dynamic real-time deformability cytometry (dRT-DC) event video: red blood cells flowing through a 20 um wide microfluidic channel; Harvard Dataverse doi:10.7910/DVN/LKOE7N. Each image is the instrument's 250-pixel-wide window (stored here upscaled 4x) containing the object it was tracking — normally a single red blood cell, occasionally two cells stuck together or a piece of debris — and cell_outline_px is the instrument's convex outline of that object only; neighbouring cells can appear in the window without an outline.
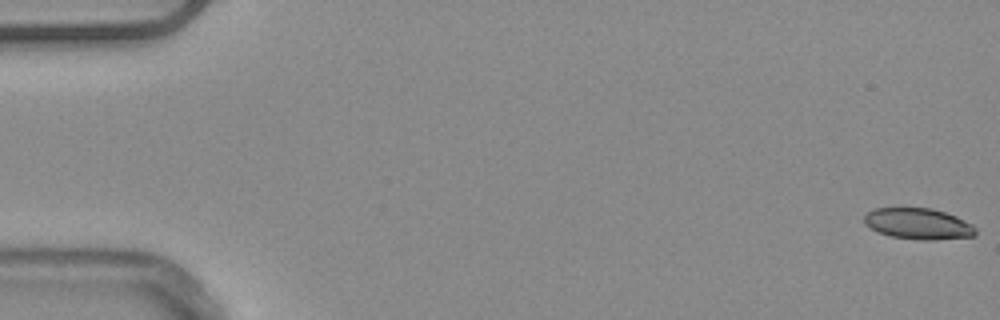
{"species": "common noctule bat (a hibernating species)", "species_latin": "Nyctalus noctula", "temperature_condition": "warm", "stored_images_in_passage": 52, "camera_frame_rate_fps": 3000, "um_per_image_px": 0.085, "animal": {"sex": "male", "body_mass_g": 20.4}, "frame": {"image": 1, "passage_image": 1, "time_ms": 0.0, "image_size_px": [1000, 320], "cell_outline_px": [[976, 236], [936, 240], [920, 240], [892, 236], [880, 232], [864, 224], [864, 216], [868, 212], [876, 208], [932, 208], [956, 216], [972, 224], [976, 228]], "centroid_in_image_um": [78.09, 19.02], "position_along_channel_um": 6.9, "area_um2": 20.11}}
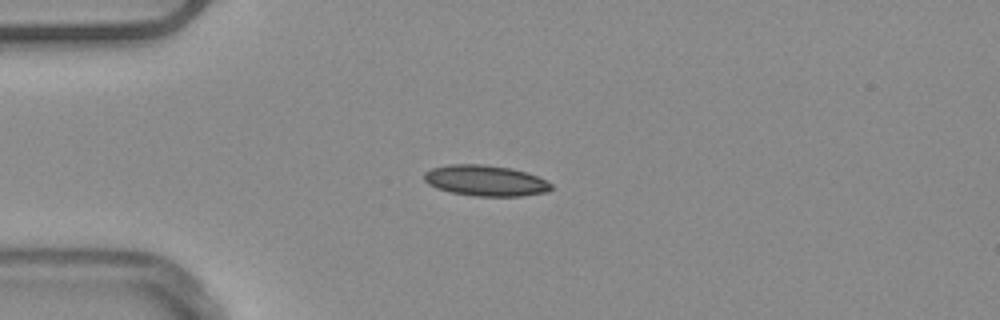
{"frame": {"image": 2, "passage_image": 14, "time_ms": 4.333, "image_size_px": [1000, 320], "cell_outline_px": [[552, 188], [548, 192], [520, 196], [472, 196], [452, 192], [436, 188], [428, 184], [424, 180], [424, 172], [432, 168], [448, 164], [484, 164], [512, 168], [536, 176], [552, 184]], "centroid_in_image_um": [41.24, 15.35], "position_along_channel_um": 43.8, "area_um2": 22.83}}
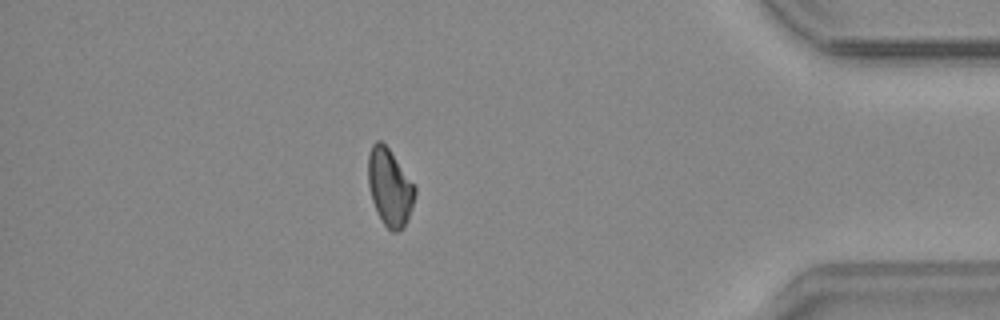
{"frame": {"image": 3, "passage_image": 46, "time_ms": 15.0, "image_size_px": [1000, 320], "cell_outline_px": [[416, 192], [408, 220], [400, 232], [392, 232], [384, 224], [372, 200], [368, 184], [368, 152], [372, 144], [376, 140], [380, 140], [388, 148], [416, 188]], "centroid_in_image_um": [33.11, 15.92], "position_along_channel_um": 402.1, "area_um2": 20.75}, "authors_computed_cell_mechanics": {"area_um2": 21.5016, "velocity_mm_per_s": 3.9441, "shape_relaxation_time_tau1_ms": null, "shape_relaxation_time_tau2_ms": 8.4692, "deformation_change_tau1": null, "deformation_change_tau2": 0.1709}}